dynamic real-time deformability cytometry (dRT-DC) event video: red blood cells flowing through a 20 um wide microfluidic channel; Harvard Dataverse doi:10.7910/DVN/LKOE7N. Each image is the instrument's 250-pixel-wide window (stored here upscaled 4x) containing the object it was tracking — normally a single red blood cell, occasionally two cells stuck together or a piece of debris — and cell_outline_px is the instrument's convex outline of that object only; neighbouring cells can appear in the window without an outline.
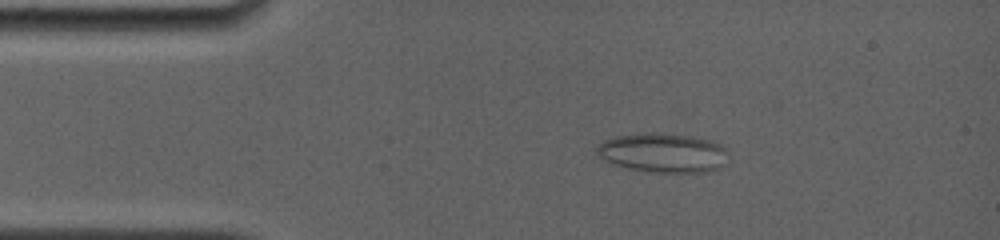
{"species": "common noctule bat (a hibernating species)", "species_latin": "Nyctalus noctula", "temperature_condition": "room temperature", "stored_images_in_passage": 28, "camera_frame_rate_fps": 4000, "um_per_image_px": 0.085, "animal": {"sex": "female", "body_mass_g": 19.0, "forearm_length_mm": 56.7}, "frame": {"image": 1, "passage_image": 3, "time_ms": 2.0, "image_size_px": [1000, 240], "cell_outline_px": [[728, 164], [720, 168], [708, 172], [648, 172], [628, 168], [612, 164], [604, 160], [596, 152], [596, 148], [604, 140], [616, 136], [644, 132], [656, 132], [692, 136], [712, 140], [728, 148]], "centroid_in_image_um": [56.42, 12.99], "position_along_channel_um": 28.6, "area_um2": 30.75}}
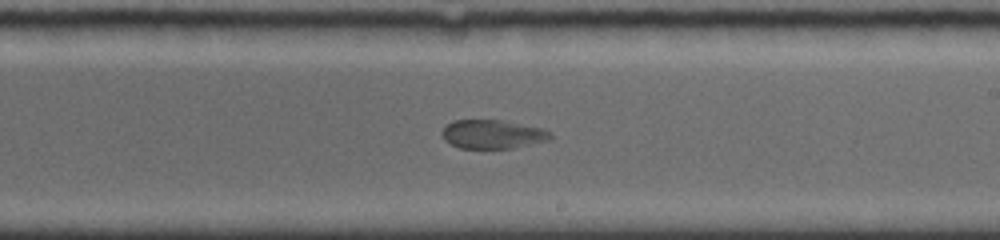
{"frame": {"image": 2, "passage_image": 15, "time_ms": 9.0, "image_size_px": [1000, 240], "cell_outline_px": [[552, 136], [548, 140], [512, 148], [460, 148], [444, 140], [440, 132], [452, 120], [504, 120], [540, 128], [552, 132]], "centroid_in_image_um": [41.85, 11.4], "position_along_channel_um": 247.2, "area_um2": 18.09}}
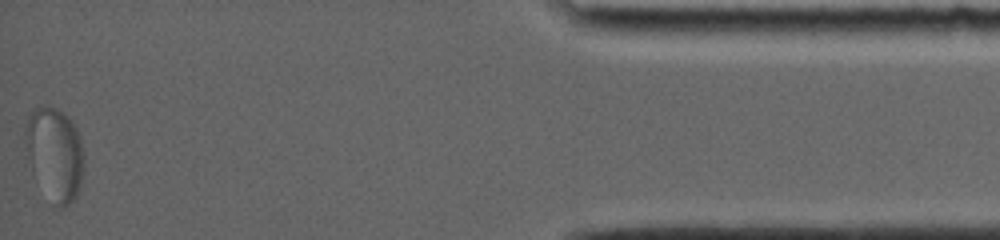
{"frame": {"image": 3, "passage_image": 28, "time_ms": 15.75, "image_size_px": [1000, 240], "cell_outline_px": [[84, 168], [80, 184], [76, 196], [64, 208], [52, 208], [28, 156], [24, 140], [24, 128], [28, 116], [40, 104], [48, 104], [64, 112], [72, 120], [80, 136], [84, 152]], "centroid_in_image_um": [4.68, 13.05], "position_along_channel_um": 430.5, "area_um2": 32.14}}